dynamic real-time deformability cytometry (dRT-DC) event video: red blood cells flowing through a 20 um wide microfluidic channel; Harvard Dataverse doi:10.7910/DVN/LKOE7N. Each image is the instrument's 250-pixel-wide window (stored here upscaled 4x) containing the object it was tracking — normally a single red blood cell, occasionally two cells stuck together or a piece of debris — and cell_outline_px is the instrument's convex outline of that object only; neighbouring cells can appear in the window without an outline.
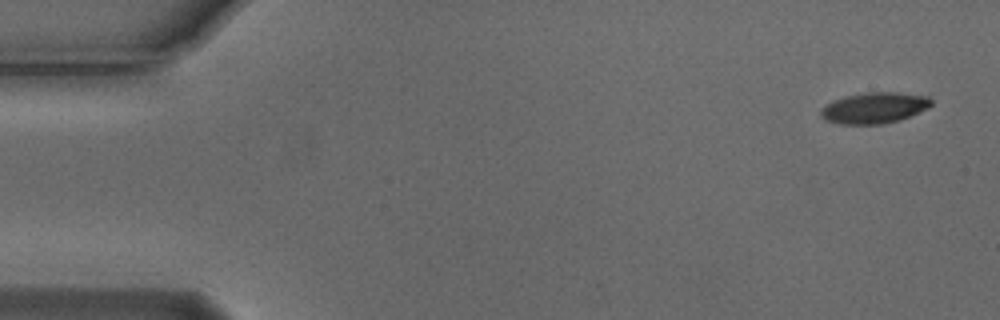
{"species": "Egyptian fruit bat (a non-hibernating species)", "species_latin": "Rousettus aegyptiacus", "temperature_condition": "cold", "stored_images_in_passage": 4, "camera_frame_rate_fps": 3000, "um_per_image_px": 0.085, "animal": {"sex": "male"}, "frame": {"image": 1, "passage_image": 1, "time_ms": 0.0, "image_size_px": [1000, 320], "cell_outline_px": [[932, 104], [928, 108], [900, 120], [880, 124], [840, 124], [824, 120], [820, 116], [820, 108], [844, 96], [868, 92], [896, 92], [928, 96], [932, 100]], "centroid_in_image_um": [74.31, 9.17], "position_along_channel_um": 10.7, "area_um2": 19.94}}
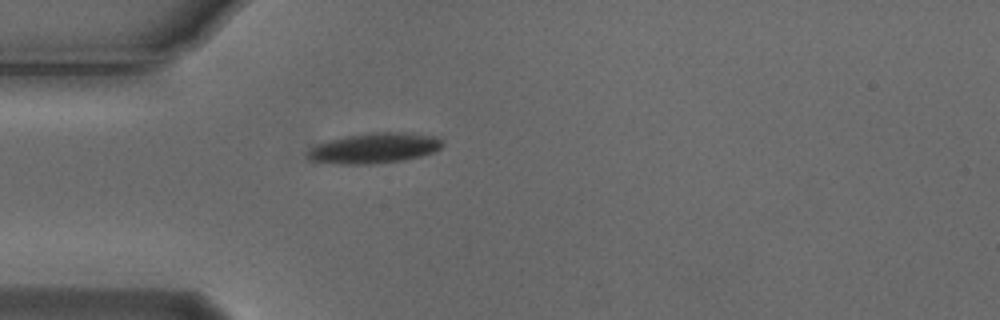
{"frame": {"image": 2, "passage_image": 4, "time_ms": 1.0, "image_size_px": [1000, 320], "cell_outline_px": [[444, 144], [436, 152], [404, 160], [372, 164], [340, 164], [312, 160], [304, 156], [316, 144], [328, 140], [348, 136], [372, 132], [404, 132], [436, 136], [444, 140]], "centroid_in_image_um": [31.87, 12.58], "position_along_channel_um": 53.1, "area_um2": 23.93}}